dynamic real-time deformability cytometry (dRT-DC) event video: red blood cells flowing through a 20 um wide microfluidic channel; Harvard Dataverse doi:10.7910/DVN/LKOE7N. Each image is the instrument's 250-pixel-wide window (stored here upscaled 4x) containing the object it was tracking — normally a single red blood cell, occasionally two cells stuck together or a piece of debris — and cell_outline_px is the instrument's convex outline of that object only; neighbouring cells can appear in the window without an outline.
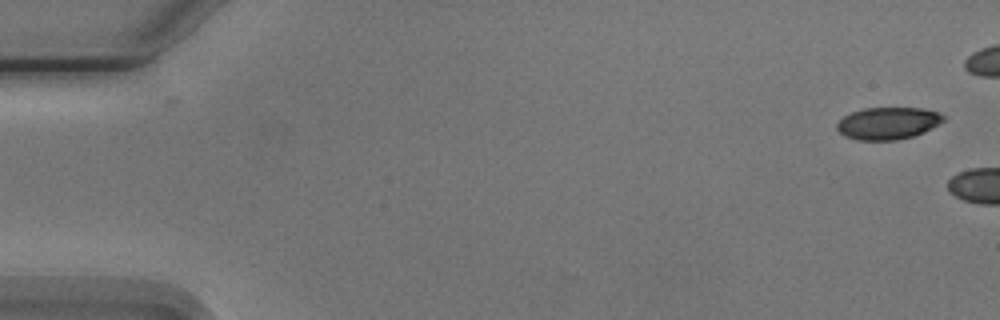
{"species": "Egyptian fruit bat (a non-hibernating species)", "species_latin": "Rousettus aegyptiacus", "temperature_condition": "cold", "stored_images_in_passage": 2, "camera_frame_rate_fps": 3000, "um_per_image_px": 0.085, "animal": {"sex": "male"}, "frame": {"image": 1, "passage_image": 1, "time_ms": 0.0, "image_size_px": [1000, 320], "cell_outline_px": [[944, 120], [924, 132], [912, 136], [896, 140], [860, 140], [844, 136], [836, 128], [836, 124], [844, 116], [852, 112], [864, 108], [920, 108], [940, 112], [944, 116]], "centroid_in_image_um": [75.46, 10.47], "position_along_channel_um": 9.5, "area_um2": 19.83}}